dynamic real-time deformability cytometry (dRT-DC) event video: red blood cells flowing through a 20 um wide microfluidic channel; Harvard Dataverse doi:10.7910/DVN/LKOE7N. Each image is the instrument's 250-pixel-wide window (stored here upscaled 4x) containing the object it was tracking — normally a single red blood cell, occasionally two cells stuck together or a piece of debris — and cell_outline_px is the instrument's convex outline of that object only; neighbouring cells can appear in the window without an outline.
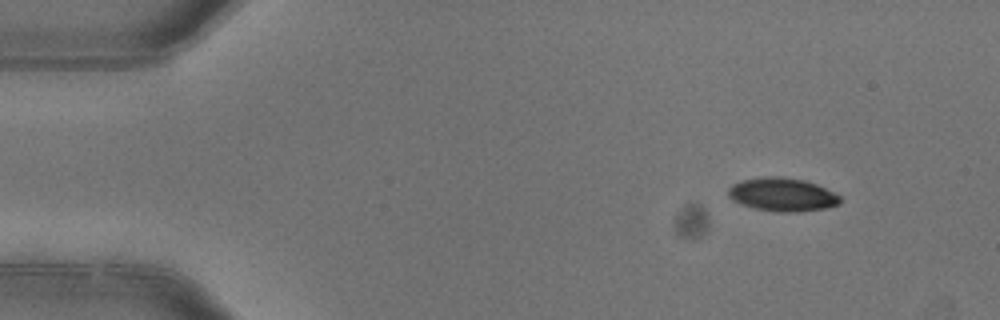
{"species": "common noctule bat (a hibernating species)", "species_latin": "Nyctalus noctula", "temperature_condition": "warm", "stored_images_in_passage": 3, "camera_frame_rate_fps": 3000, "um_per_image_px": 0.085, "animal": {"sex": "female"}, "frame": {"image": 1, "passage_image": 3, "time_ms": 0.667, "image_size_px": [1000, 320], "cell_outline_px": [[840, 204], [824, 208], [796, 212], [776, 212], [756, 208], [740, 204], [732, 200], [728, 196], [728, 188], [732, 184], [744, 180], [764, 176], [780, 176], [804, 180], [816, 184], [840, 196]], "centroid_in_image_um": [66.47, 16.53], "position_along_channel_um": 18.5, "area_um2": 21.68}}